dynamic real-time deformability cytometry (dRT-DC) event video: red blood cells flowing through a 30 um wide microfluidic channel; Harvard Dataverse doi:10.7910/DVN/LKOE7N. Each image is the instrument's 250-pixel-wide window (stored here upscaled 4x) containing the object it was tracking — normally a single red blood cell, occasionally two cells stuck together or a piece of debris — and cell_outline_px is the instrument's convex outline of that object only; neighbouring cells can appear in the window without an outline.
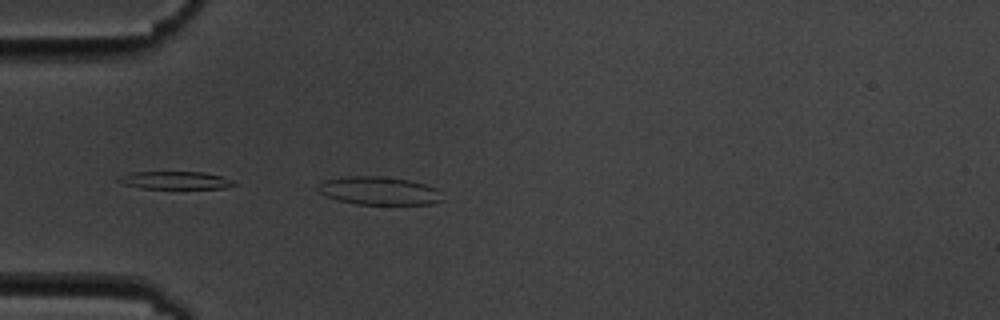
{"species": "common noctule bat (a hibernating species)", "species_latin": "Nyctalus noctula", "temperature_condition": "cold", "stored_images_in_passage": 5, "camera_frame_rate_fps": 3000, "um_per_image_px": 0.085, "animal": {"sex": "male", "body_mass_g": 19.5, "forearm_length_mm": 54.6}, "frame": {"image": 1, "passage_image": 4, "time_ms": 4.333, "image_size_px": [1000, 320], "cell_outline_px": [[444, 200], [432, 204], [356, 204], [336, 200], [320, 192], [316, 188], [324, 180], [352, 176], [384, 176], [408, 180], [424, 184], [436, 188]], "centroid_in_image_um": [32.23, 16.22], "position_along_channel_um": 52.8, "area_um2": 20.29}}